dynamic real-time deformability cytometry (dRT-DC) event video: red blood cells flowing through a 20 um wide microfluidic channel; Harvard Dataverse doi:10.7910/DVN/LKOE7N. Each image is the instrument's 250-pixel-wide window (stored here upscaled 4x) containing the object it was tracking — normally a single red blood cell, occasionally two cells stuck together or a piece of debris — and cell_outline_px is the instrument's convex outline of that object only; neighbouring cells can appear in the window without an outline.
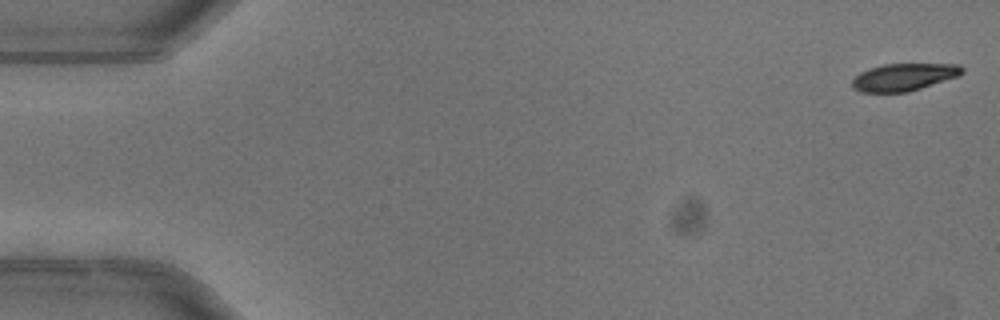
{"species": "common noctule bat (a hibernating species)", "species_latin": "Nyctalus noctula", "temperature_condition": "warm", "stored_images_in_passage": 6, "camera_frame_rate_fps": 3000, "um_per_image_px": 0.085, "animal": {"sex": "female"}, "frame": {"image": 1, "passage_image": 1, "time_ms": 0.0, "image_size_px": [1000, 320], "cell_outline_px": [[964, 72], [960, 76], [908, 92], [860, 92], [852, 88], [852, 80], [860, 72], [884, 64], [960, 64], [964, 68]], "centroid_in_image_um": [76.86, 6.55], "position_along_channel_um": 8.1, "area_um2": 17.57}}
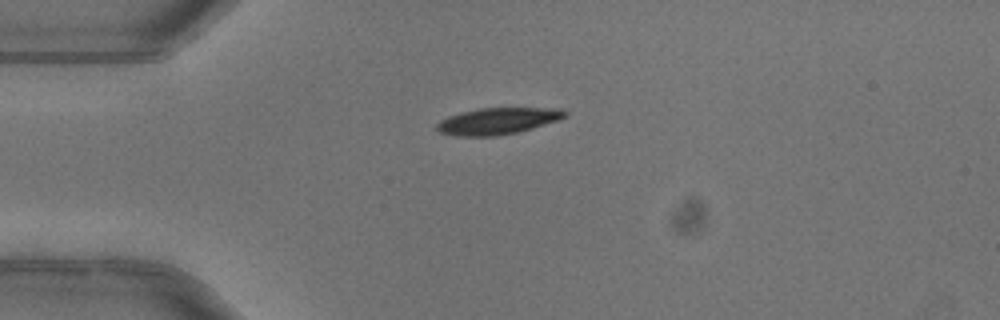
{"frame": {"image": 2, "passage_image": 4, "time_ms": 1.0, "image_size_px": [1000, 320], "cell_outline_px": [[568, 112], [564, 116], [556, 120], [532, 128], [516, 132], [496, 136], [456, 136], [440, 132], [436, 128], [436, 124], [440, 120], [448, 116], [460, 112], [480, 108], [564, 108]], "centroid_in_image_um": [42.27, 10.28], "position_along_channel_um": 42.7, "area_um2": 19.71}}